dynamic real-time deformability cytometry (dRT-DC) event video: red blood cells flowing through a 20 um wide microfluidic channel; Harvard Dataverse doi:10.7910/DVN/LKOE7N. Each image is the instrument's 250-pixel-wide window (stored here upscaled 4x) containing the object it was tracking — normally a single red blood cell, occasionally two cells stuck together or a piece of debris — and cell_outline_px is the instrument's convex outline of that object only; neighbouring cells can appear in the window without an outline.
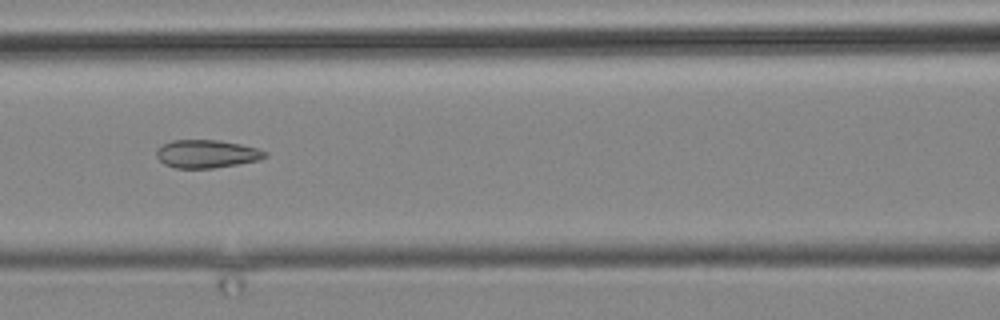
{"species": "common noctule bat (a hibernating species)", "species_latin": "Nyctalus noctula", "temperature_condition": "cold", "stored_images_in_passage": 7, "camera_frame_rate_fps": 3000, "um_per_image_px": 0.085, "animal": {"sex": "male", "body_mass_g": 19.2, "forearm_length_mm": 51.8}, "frame": {"image": 1, "passage_image": 7, "time_ms": 7.0, "image_size_px": [1000, 320], "cell_outline_px": [[268, 156], [260, 160], [212, 168], [176, 168], [164, 164], [156, 156], [156, 148], [172, 140], [220, 140], [240, 144], [256, 148], [268, 152]], "centroid_in_image_um": [17.57, 13.07], "position_along_channel_um": 149.0, "area_um2": 17.74}}